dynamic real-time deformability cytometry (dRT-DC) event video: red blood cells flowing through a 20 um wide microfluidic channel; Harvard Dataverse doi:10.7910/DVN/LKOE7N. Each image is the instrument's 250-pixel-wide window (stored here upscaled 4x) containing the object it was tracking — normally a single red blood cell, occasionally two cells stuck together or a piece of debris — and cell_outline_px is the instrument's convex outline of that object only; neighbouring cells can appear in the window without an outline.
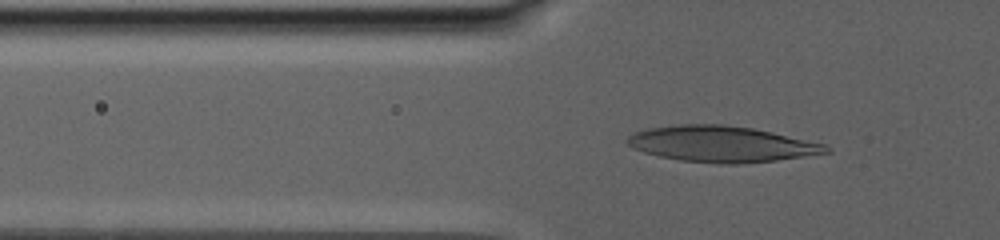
{"species": "human", "species_latin": "Homo sapiens", "temperature_condition": "warm", "stored_images_in_passage": 58, "camera_frame_rate_fps": 3000, "um_per_image_px": 0.085, "donor": {"sex": "male"}, "frame": {"image": 1, "passage_image": 16, "time_ms": 9.0, "image_size_px": [1000, 240], "cell_outline_px": [[832, 152], [776, 160], [736, 164], [720, 164], [680, 160], [660, 156], [644, 152], [628, 144], [624, 140], [628, 136], [636, 132], [648, 128], [680, 124], [724, 124], [752, 128], [772, 132], [824, 144], [832, 148]], "centroid_in_image_um": [61.34, 12.24], "position_along_channel_um": 64.5, "area_um2": 41.44}}
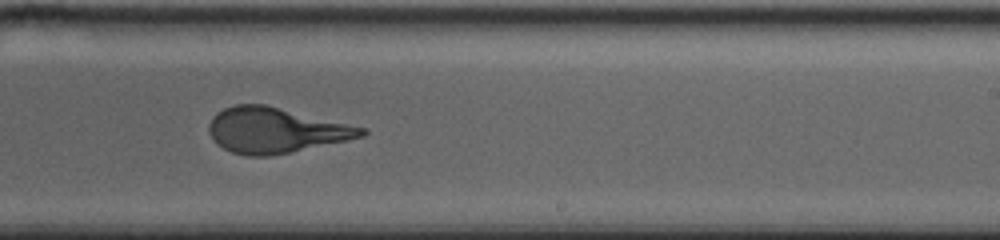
{"frame": {"image": 2, "passage_image": 35, "time_ms": 17.0, "image_size_px": [1000, 240], "cell_outline_px": [[368, 132], [364, 136], [348, 140], [268, 156], [248, 156], [232, 152], [224, 148], [212, 136], [208, 128], [208, 124], [212, 116], [216, 112], [232, 104], [264, 104], [368, 128]], "centroid_in_image_um": [23.43, 11.05], "position_along_channel_um": 265.6, "area_um2": 40.06}}
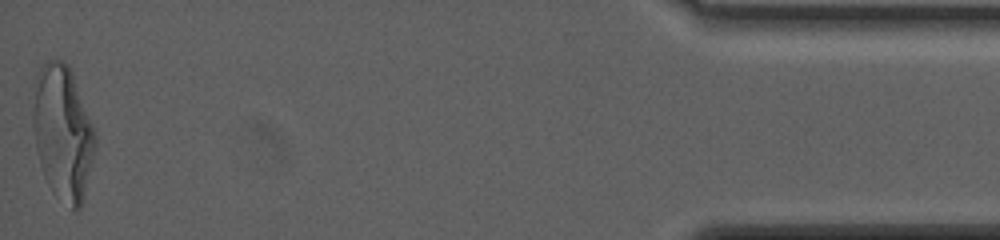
{"frame": {"image": 3, "passage_image": 58, "time_ms": 26.0, "image_size_px": [1000, 240], "cell_outline_px": [[96, 148], [84, 196], [80, 208], [72, 208], [52, 192], [44, 176], [40, 164], [36, 148], [32, 124], [36, 76], [44, 60], [60, 60], [68, 64], [72, 72], [96, 132]], "centroid_in_image_um": [5.34, 11.25], "position_along_channel_um": 429.9, "area_um2": 48.67}, "authors_computed_cell_mechanics": {"area_um2": 40.6912, "velocity_mm_per_s": 2.6526, "shape_relaxation_time_tau1_ms": 9.2944, "shape_relaxation_time_tau2_ms": null, "deformation_change_tau1": 0.2875, "deformation_change_tau2": null}}